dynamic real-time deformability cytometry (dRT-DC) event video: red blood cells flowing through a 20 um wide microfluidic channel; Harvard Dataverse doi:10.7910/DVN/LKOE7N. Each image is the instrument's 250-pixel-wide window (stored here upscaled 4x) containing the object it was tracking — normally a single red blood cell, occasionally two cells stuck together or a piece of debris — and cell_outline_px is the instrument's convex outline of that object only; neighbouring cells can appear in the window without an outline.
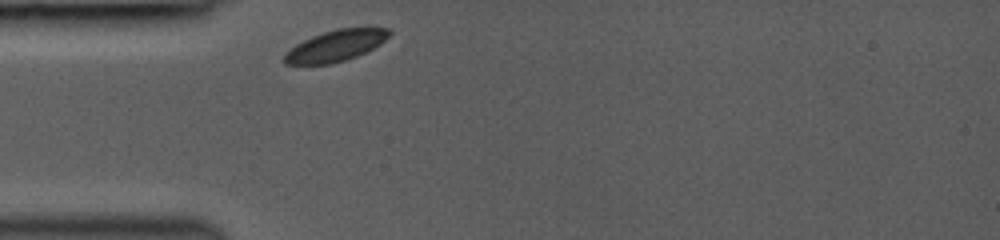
{"species": "common noctule bat (a hibernating species)", "species_latin": "Nyctalus noctula", "temperature_condition": "room temperature", "stored_images_in_passage": 28, "camera_frame_rate_fps": 3000, "um_per_image_px": 0.085, "animal": {"sex": "female", "body_mass_g": 19.0, "forearm_length_mm": 53.3}, "frame": {"image": 1, "passage_image": 1, "time_ms": 0.0, "image_size_px": [1000, 240], "cell_outline_px": [[392, 32], [380, 44], [356, 56], [332, 64], [284, 64], [280, 60], [296, 44], [312, 36], [336, 28], [392, 28]], "centroid_in_image_um": [28.52, 3.88], "position_along_channel_um": 56.5, "area_um2": 18.84}}
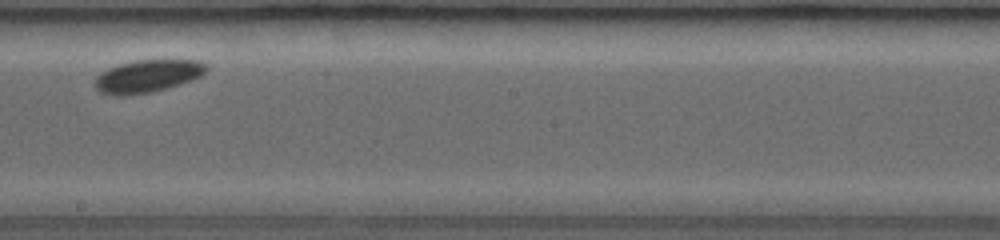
{"frame": {"image": 2, "passage_image": 15, "time_ms": 4.667, "image_size_px": [1000, 240], "cell_outline_px": [[208, 68], [200, 76], [180, 84], [148, 92], [116, 96], [112, 96], [100, 92], [92, 84], [96, 76], [100, 72], [108, 68], [120, 64], [136, 60], [200, 60], [208, 64]], "centroid_in_image_um": [12.5, 6.46], "position_along_channel_um": 235.7, "area_um2": 21.1}}
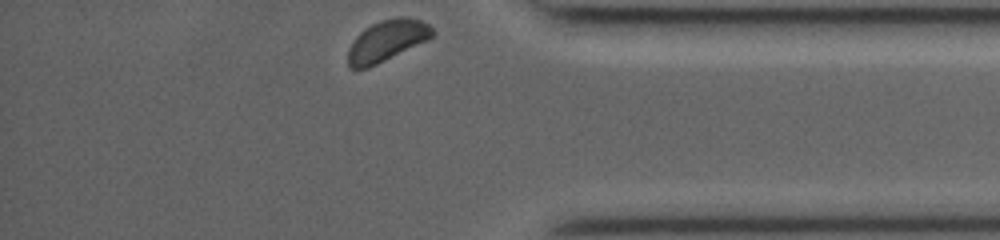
{"frame": {"image": 3, "passage_image": 28, "time_ms": 9.0, "image_size_px": [1000, 240], "cell_outline_px": [[436, 32], [428, 40], [368, 68], [352, 68], [348, 64], [348, 48], [356, 36], [364, 28], [380, 20], [396, 16], [404, 16], [420, 20], [428, 24]], "centroid_in_image_um": [32.89, 3.43], "position_along_channel_um": 402.3, "area_um2": 20.23}, "authors_computed_cell_mechanics": {"area_um2": 20.8658, "velocity_mm_per_s": 3.9642, "shape_relaxation_time_tau1_ms": 2.0054, "shape_relaxation_time_tau2_ms": null, "deformation_change_tau1": 0.0432, "deformation_change_tau2": null}}